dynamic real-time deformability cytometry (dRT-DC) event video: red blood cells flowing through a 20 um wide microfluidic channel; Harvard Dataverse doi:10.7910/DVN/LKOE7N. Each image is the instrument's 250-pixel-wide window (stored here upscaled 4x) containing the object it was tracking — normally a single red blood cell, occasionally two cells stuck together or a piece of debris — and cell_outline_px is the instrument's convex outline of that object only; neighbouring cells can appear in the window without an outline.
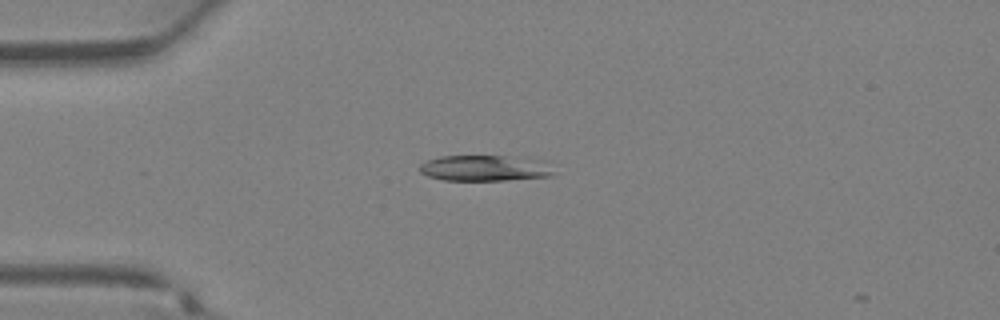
{"species": "Egyptian fruit bat (a non-hibernating species)", "species_latin": "Rousettus aegyptiacus", "temperature_condition": "warm", "stored_images_in_passage": 29, "camera_frame_rate_fps": 3000, "um_per_image_px": 0.085, "animal": {"sex": "female"}, "frame": {"image": 1, "passage_image": 1, "time_ms": 0.0, "image_size_px": [1000, 320], "cell_outline_px": [[556, 172], [552, 176], [504, 180], [444, 180], [428, 176], [420, 172], [420, 164], [428, 160], [440, 156], [508, 156], [540, 160]], "centroid_in_image_um": [41.19, 14.29], "position_along_channel_um": 43.8, "area_um2": 20.0}}
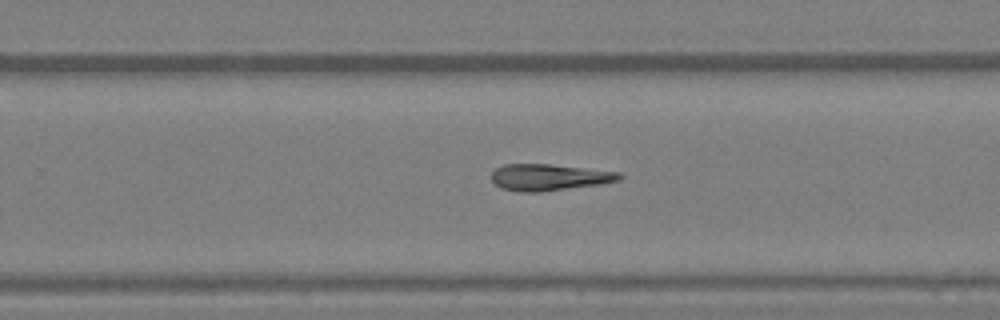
{"frame": {"image": 2, "passage_image": 15, "time_ms": 4.667, "image_size_px": [1000, 320], "cell_outline_px": [[624, 176], [620, 180], [600, 184], [540, 192], [520, 192], [500, 188], [492, 180], [492, 172], [496, 168], [504, 164], [552, 164], [620, 172]], "centroid_in_image_um": [46.68, 15.06], "position_along_channel_um": 283.1, "area_um2": 19.83}}
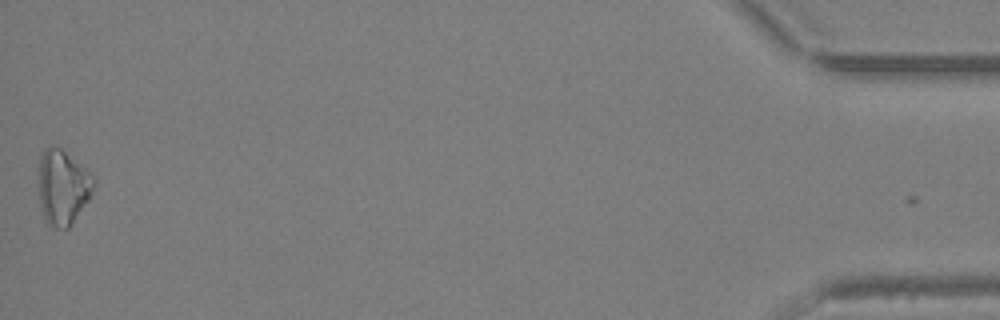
{"frame": {"image": 3, "passage_image": 28, "time_ms": 9.0, "image_size_px": [1000, 320], "cell_outline_px": [[96, 180], [88, 200], [68, 228], [52, 228], [44, 220], [40, 208], [36, 168], [40, 156], [44, 148], [60, 148], [92, 172], [96, 176]], "centroid_in_image_um": [5.3, 15.9], "position_along_channel_um": 429.9, "area_um2": 24.62}}